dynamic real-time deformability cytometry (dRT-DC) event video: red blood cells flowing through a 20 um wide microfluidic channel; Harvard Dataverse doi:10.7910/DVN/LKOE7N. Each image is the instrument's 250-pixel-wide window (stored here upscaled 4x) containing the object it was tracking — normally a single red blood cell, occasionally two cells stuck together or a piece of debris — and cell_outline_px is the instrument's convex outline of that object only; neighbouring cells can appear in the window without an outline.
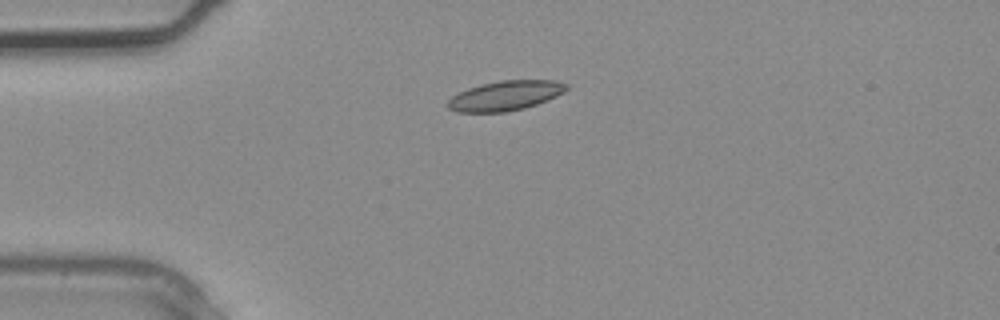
{"species": "common noctule bat (a hibernating species)", "species_latin": "Nyctalus noctula", "temperature_condition": "warm", "stored_images_in_passage": 3, "camera_frame_rate_fps": 3000, "um_per_image_px": 0.085, "animal": {"sex": "male", "body_mass_g": 20.4}, "frame": {"image": 1, "passage_image": 3, "time_ms": 0.667, "image_size_px": [1000, 320], "cell_outline_px": [[568, 88], [564, 92], [556, 96], [536, 104], [524, 108], [504, 112], [456, 112], [448, 108], [448, 100], [452, 96], [468, 88], [480, 84], [500, 80], [552, 80], [568, 84]], "centroid_in_image_um": [42.94, 8.12], "position_along_channel_um": 42.1, "area_um2": 20.46}}